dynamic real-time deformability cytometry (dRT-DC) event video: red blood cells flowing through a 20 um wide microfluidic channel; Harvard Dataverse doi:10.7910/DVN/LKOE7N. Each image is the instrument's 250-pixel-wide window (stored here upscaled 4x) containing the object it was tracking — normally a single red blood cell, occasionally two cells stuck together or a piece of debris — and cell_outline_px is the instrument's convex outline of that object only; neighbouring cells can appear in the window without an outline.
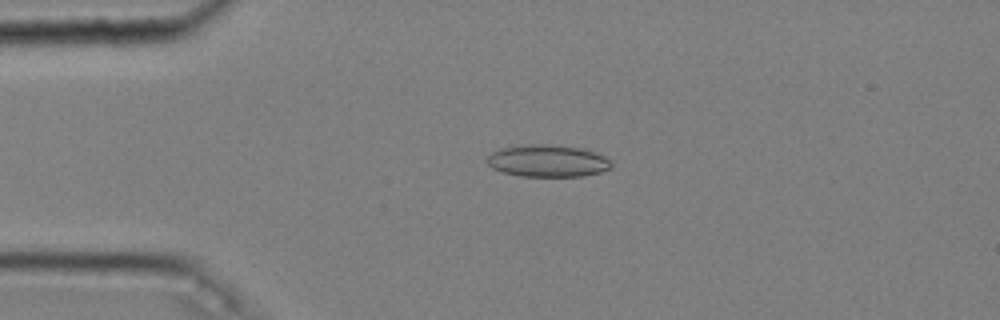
{"species": "common noctule bat (a hibernating species)", "species_latin": "Nyctalus noctula", "temperature_condition": "cold", "stored_images_in_passage": 21, "camera_frame_rate_fps": 3000, "um_per_image_px": 0.085, "animal": {"sex": "male", "body_mass_g": 20.4}, "frame": {"image": 1, "passage_image": 12, "time_ms": 3.667, "image_size_px": [1000, 320], "cell_outline_px": [[612, 168], [600, 172], [584, 176], [520, 176], [504, 172], [492, 168], [488, 164], [488, 156], [492, 152], [500, 148], [528, 144], [556, 144], [584, 148], [596, 152], [604, 156], [612, 164]], "centroid_in_image_um": [46.58, 13.66], "position_along_channel_um": 38.4, "area_um2": 23.41}}
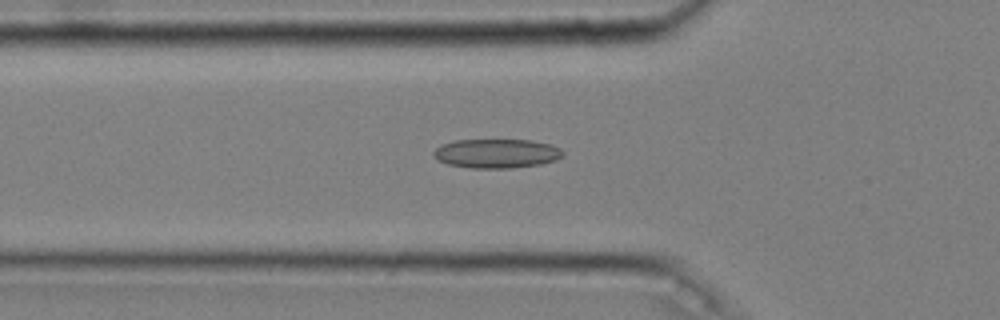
{"frame": {"image": 2, "passage_image": 18, "time_ms": 5.667, "image_size_px": [1000, 320], "cell_outline_px": [[564, 156], [556, 160], [540, 164], [512, 168], [468, 168], [448, 164], [436, 160], [432, 156], [432, 152], [440, 144], [456, 140], [532, 140], [552, 144], [560, 148], [564, 152]], "centroid_in_image_um": [42.2, 13.04], "position_along_channel_um": 83.6, "area_um2": 22.31}}